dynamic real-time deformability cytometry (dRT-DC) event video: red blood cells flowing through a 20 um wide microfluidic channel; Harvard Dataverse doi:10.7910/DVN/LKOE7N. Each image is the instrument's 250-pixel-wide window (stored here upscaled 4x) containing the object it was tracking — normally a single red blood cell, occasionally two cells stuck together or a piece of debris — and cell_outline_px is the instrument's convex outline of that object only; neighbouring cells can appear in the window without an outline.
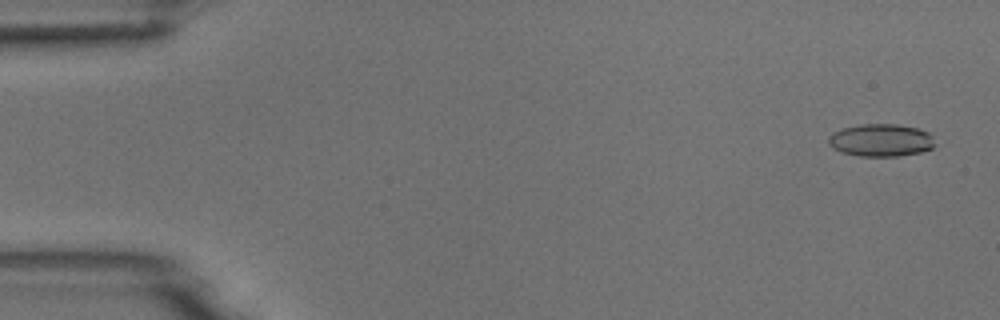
{"species": "common noctule bat (a hibernating species)", "species_latin": "Nyctalus noctula", "temperature_condition": "room temperature", "stored_images_in_passage": 51, "camera_frame_rate_fps": 3000, "um_per_image_px": 0.085, "animal": {"sex": "male", "body_mass_g": 18.8}, "frame": {"image": 1, "passage_image": 2, "time_ms": 0.333, "image_size_px": [1000, 320], "cell_outline_px": [[936, 144], [932, 148], [920, 152], [900, 156], [860, 156], [840, 152], [832, 148], [828, 144], [828, 136], [832, 132], [844, 128], [860, 124], [896, 124], [916, 128], [928, 132], [932, 136]], "centroid_in_image_um": [74.86, 11.92], "position_along_channel_um": 10.1, "area_um2": 20.35}}
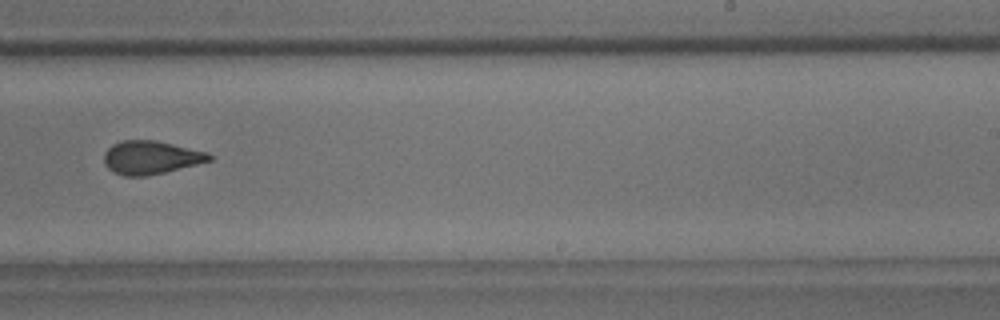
{"frame": {"image": 2, "passage_image": 32, "time_ms": 10.333, "image_size_px": [1000, 320], "cell_outline_px": [[212, 160], [148, 176], [124, 176], [112, 172], [104, 164], [104, 152], [112, 144], [120, 140], [152, 140], [172, 144], [208, 152], [212, 156]], "centroid_in_image_um": [12.77, 13.39], "position_along_channel_um": 276.2, "area_um2": 20.4}}
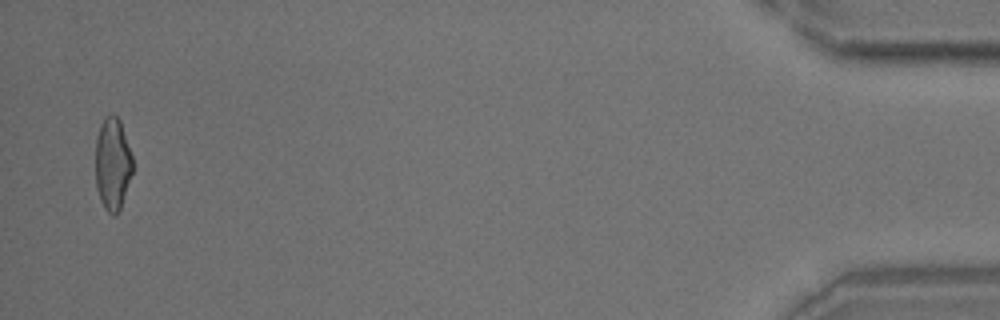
{"frame": {"image": 3, "passage_image": 50, "time_ms": 16.333, "image_size_px": [1000, 320], "cell_outline_px": [[132, 172], [120, 208], [116, 216], [112, 216], [104, 208], [100, 200], [96, 188], [96, 136], [100, 124], [104, 116], [112, 112], [120, 120], [132, 156]], "centroid_in_image_um": [9.55, 13.9], "position_along_channel_um": 425.7, "area_um2": 20.11}}